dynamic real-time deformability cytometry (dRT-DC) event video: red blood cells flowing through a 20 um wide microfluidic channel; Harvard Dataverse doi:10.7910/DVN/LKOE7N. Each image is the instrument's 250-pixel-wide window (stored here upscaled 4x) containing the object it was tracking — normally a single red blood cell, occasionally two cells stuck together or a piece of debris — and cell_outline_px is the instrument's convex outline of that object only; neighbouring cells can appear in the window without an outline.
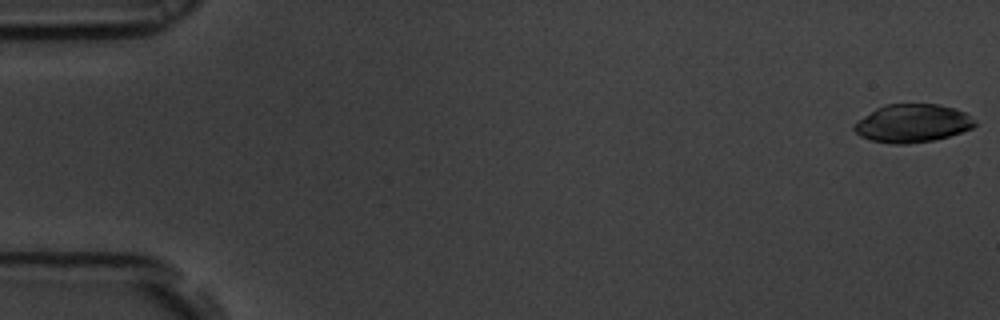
{"species": "common noctule bat (a hibernating species)", "species_latin": "Nyctalus noctula", "temperature_condition": "room temperature", "stored_images_in_passage": 56, "camera_frame_rate_fps": 3000, "um_per_image_px": 0.085, "animal": {"sex": "male", "body_mass_g": 19.5, "forearm_length_mm": 54.6}, "frame": {"image": 1, "passage_image": 1, "time_ms": 0.0, "image_size_px": [1000, 320], "cell_outline_px": [[976, 124], [972, 128], [936, 140], [908, 144], [892, 144], [872, 140], [860, 136], [852, 128], [852, 124], [876, 108], [884, 104], [940, 104], [956, 108], [964, 112], [976, 120]], "centroid_in_image_um": [77.55, 10.48], "position_along_channel_um": 7.4, "area_um2": 26.99}}
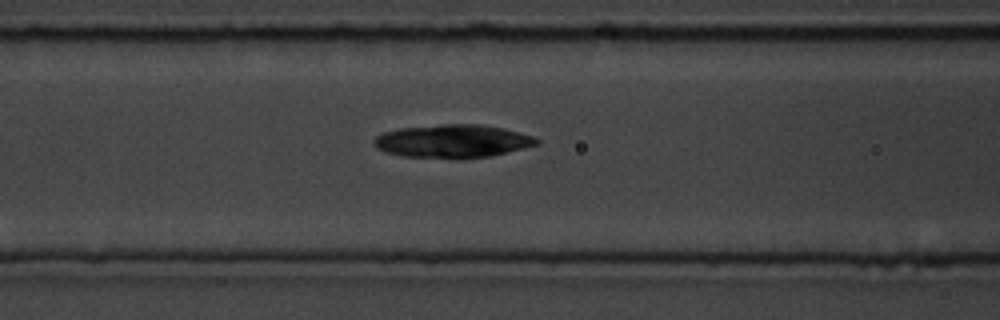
{"frame": {"image": 2, "passage_image": 23, "time_ms": 7.333, "image_size_px": [1000, 320], "cell_outline_px": [[540, 144], [492, 156], [404, 156], [384, 152], [376, 148], [372, 144], [372, 140], [376, 136], [384, 132], [400, 128], [440, 124], [480, 124], [504, 128], [520, 132], [532, 136], [540, 140]], "centroid_in_image_um": [38.47, 11.96], "position_along_channel_um": 128.1, "area_um2": 30.87}}
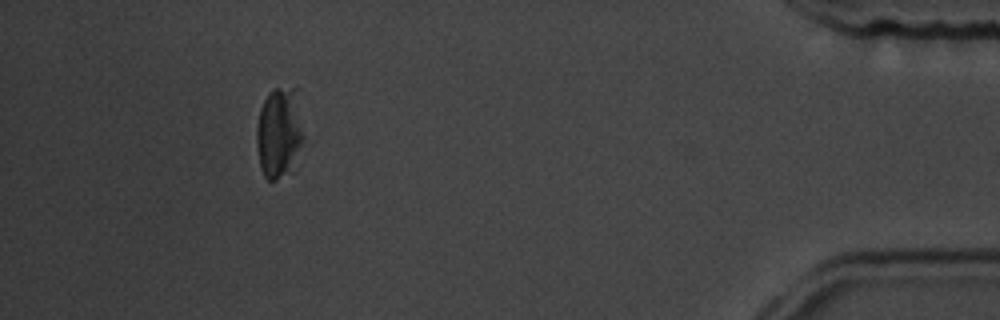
{"frame": {"image": 3, "passage_image": 51, "time_ms": 16.667, "image_size_px": [1000, 320], "cell_outline_px": [[304, 140], [296, 172], [276, 180], [268, 180], [264, 176], [260, 168], [256, 144], [256, 124], [260, 108], [268, 92], [272, 88], [300, 88], [304, 136]], "centroid_in_image_um": [23.8, 11.3], "position_along_channel_um": 411.4, "area_um2": 26.7}, "authors_computed_cell_mechanics": {"area_um2": 29.3913, "velocity_mm_per_s": 3.6642, "shape_relaxation_time_tau1_ms": 3.5673, "shape_relaxation_time_tau2_ms": null, "deformation_change_tau1": 0.1047, "deformation_change_tau2": null}}